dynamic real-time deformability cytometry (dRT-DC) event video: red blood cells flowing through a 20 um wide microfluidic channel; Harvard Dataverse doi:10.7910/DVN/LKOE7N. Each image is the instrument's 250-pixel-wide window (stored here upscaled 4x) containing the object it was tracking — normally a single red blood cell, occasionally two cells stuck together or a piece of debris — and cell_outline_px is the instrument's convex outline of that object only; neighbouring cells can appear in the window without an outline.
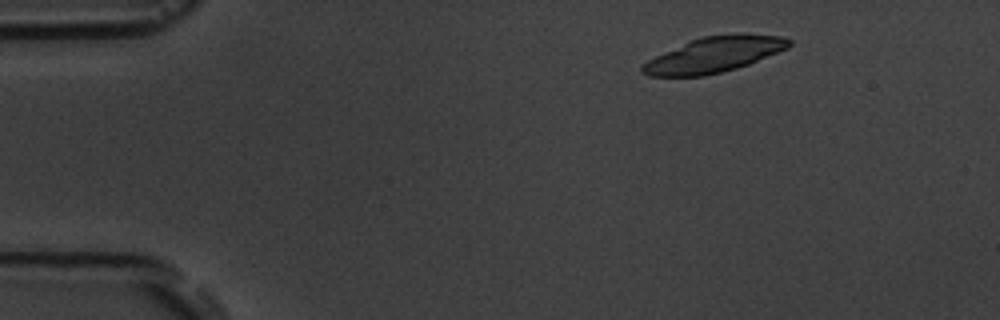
{"species": "common noctule bat (a hibernating species)", "species_latin": "Nyctalus noctula", "temperature_condition": "room temperature", "stored_images_in_passage": 9, "camera_frame_rate_fps": 3000, "um_per_image_px": 0.085, "animal": {"sex": "male", "body_mass_g": 19.5, "forearm_length_mm": 54.6}, "frame": {"image": 1, "passage_image": 1, "time_ms": 0.0, "image_size_px": [1000, 320], "cell_outline_px": [[792, 44], [788, 48], [748, 64], [736, 68], [704, 76], [648, 76], [640, 72], [640, 64], [664, 52], [692, 40], [704, 36], [736, 32], [744, 32], [780, 36], [792, 40]], "centroid_in_image_um": [60.72, 4.63], "position_along_channel_um": 24.3, "area_um2": 30.4}}